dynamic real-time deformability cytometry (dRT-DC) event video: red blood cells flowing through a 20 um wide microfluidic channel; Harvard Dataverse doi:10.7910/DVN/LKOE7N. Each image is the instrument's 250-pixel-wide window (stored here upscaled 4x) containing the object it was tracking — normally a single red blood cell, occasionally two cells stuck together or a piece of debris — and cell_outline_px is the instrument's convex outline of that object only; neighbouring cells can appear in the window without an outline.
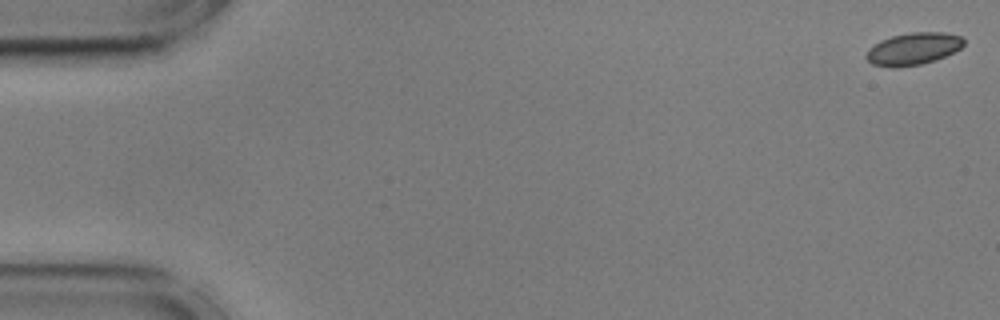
{"species": "common noctule bat (a hibernating species)", "species_latin": "Nyctalus noctula", "temperature_condition": "cold", "stored_images_in_passage": 56, "camera_frame_rate_fps": 3000, "um_per_image_px": 0.085, "animal": {"sex": "male", "body_mass_g": 17.9, "forearm_length_mm": 54.2}, "frame": {"image": 1, "passage_image": 1, "time_ms": 0.0, "image_size_px": [1000, 320], "cell_outline_px": [[964, 44], [960, 48], [936, 60], [920, 64], [896, 68], [892, 68], [872, 64], [864, 56], [868, 48], [880, 40], [892, 36], [912, 32], [944, 32], [960, 36], [964, 40]], "centroid_in_image_um": [77.58, 4.15], "position_along_channel_um": 7.4, "area_um2": 18.32}}
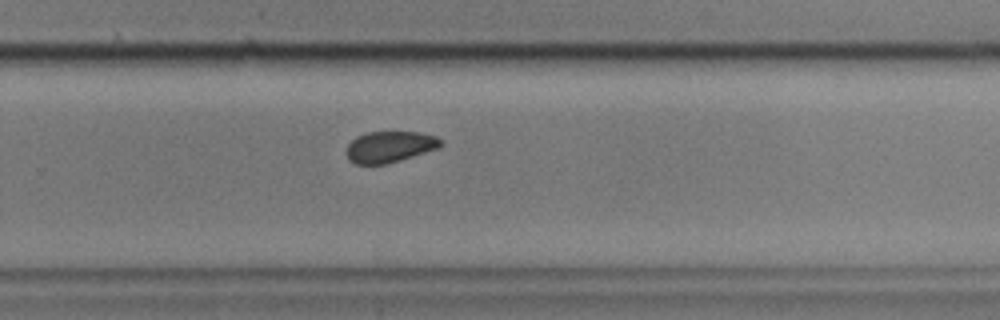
{"frame": {"image": 2, "passage_image": 37, "time_ms": 12.0, "image_size_px": [1000, 320], "cell_outline_px": [[444, 144], [436, 148], [400, 160], [384, 164], [356, 164], [348, 160], [344, 152], [348, 144], [356, 136], [368, 132], [420, 132], [436, 136], [444, 140]], "centroid_in_image_um": [33.09, 12.47], "position_along_channel_um": 296.7, "area_um2": 17.22}}
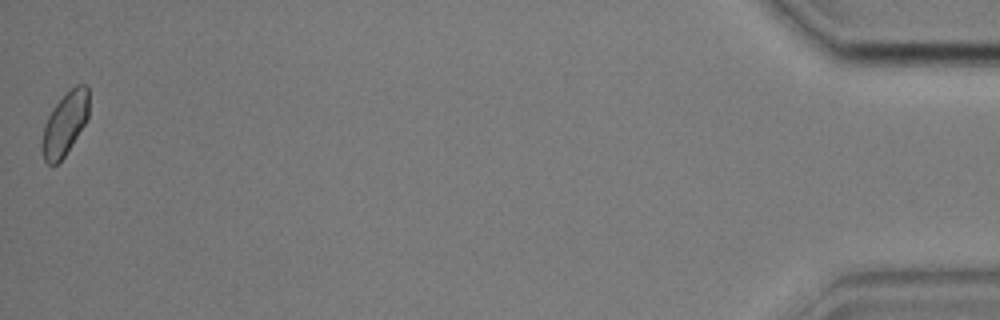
{"frame": {"image": 3, "passage_image": 56, "time_ms": 18.333, "image_size_px": [1000, 320], "cell_outline_px": [[88, 116], [84, 124], [64, 156], [56, 164], [48, 164], [44, 160], [40, 148], [40, 144], [44, 124], [52, 108], [76, 84], [88, 84]], "centroid_in_image_um": [5.48, 10.53], "position_along_channel_um": 429.7, "area_um2": 17.05}, "authors_computed_cell_mechanics": {"area_um2": 18.0914, "velocity_mm_per_s": 3.5689, "shape_relaxation_time_tau1_ms": 2.0995, "shape_relaxation_time_tau2_ms": 4.8166, "deformation_change_tau1": 0.0517, "deformation_change_tau2": 0.0641}}